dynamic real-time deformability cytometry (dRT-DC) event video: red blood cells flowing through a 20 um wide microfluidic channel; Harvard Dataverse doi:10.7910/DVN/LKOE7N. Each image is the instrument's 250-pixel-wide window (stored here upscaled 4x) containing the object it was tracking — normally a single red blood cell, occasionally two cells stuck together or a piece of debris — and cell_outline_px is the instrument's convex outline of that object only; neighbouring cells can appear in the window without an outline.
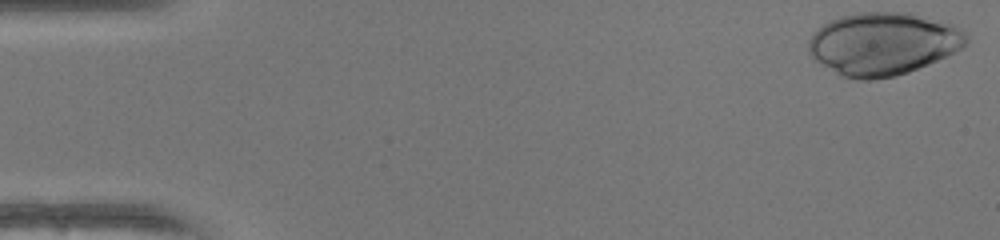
{"species": "human", "species_latin": "Homo sapiens", "temperature_condition": "warm", "stored_images_in_passage": 40, "camera_frame_rate_fps": 3000, "um_per_image_px": 0.085, "donor": {"sex": "female"}, "frame": {"image": 1, "passage_image": 1, "time_ms": 0.0, "image_size_px": [1000, 240], "cell_outline_px": [[968, 44], [936, 60], [908, 72], [896, 76], [872, 80], [856, 80], [840, 76], [812, 60], [808, 52], [808, 40], [812, 32], [824, 24], [840, 16], [860, 12], [912, 12], [952, 24], [964, 28], [968, 32]], "centroid_in_image_um": [75.03, 3.72], "position_along_channel_um": 10.0, "area_um2": 58.32}}
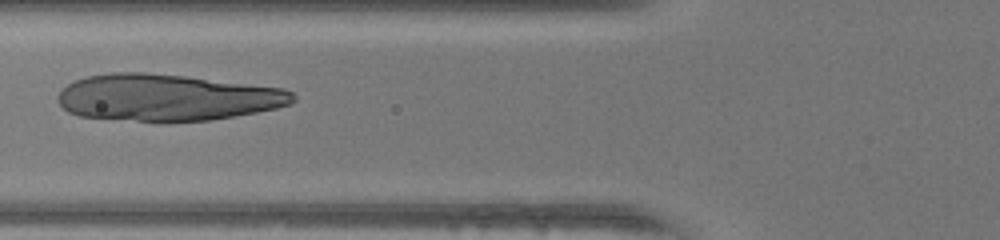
{"frame": {"image": 2, "passage_image": 19, "time_ms": 6.0, "image_size_px": [1000, 240], "cell_outline_px": [[296, 100], [288, 104], [276, 108], [256, 112], [212, 120], [136, 120], [80, 116], [68, 112], [56, 100], [56, 96], [60, 88], [76, 80], [88, 76], [112, 72], [144, 72], [184, 76], [284, 88], [292, 92], [296, 96]], "centroid_in_image_um": [14.17, 8.27], "position_along_channel_um": 111.6, "area_um2": 63.41}}
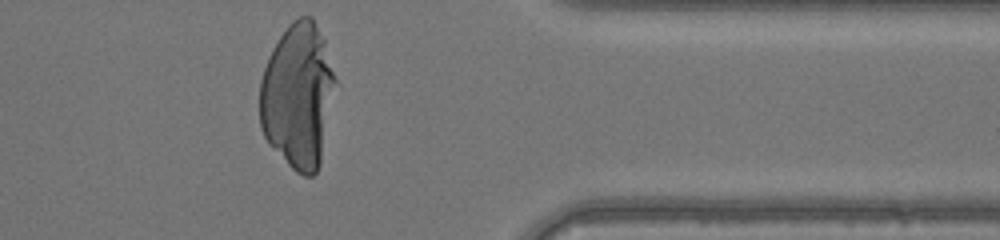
{"frame": {"image": 3, "passage_image": 40, "time_ms": 13.0, "image_size_px": [1000, 240], "cell_outline_px": [[336, 80], [320, 164], [316, 172], [312, 176], [304, 176], [296, 172], [268, 144], [260, 128], [260, 80], [268, 56], [272, 48], [288, 24], [292, 20], [300, 16], [312, 16], [324, 40]], "centroid_in_image_um": [25.3, 8.13], "position_along_channel_um": 386.1, "area_um2": 63.75}}